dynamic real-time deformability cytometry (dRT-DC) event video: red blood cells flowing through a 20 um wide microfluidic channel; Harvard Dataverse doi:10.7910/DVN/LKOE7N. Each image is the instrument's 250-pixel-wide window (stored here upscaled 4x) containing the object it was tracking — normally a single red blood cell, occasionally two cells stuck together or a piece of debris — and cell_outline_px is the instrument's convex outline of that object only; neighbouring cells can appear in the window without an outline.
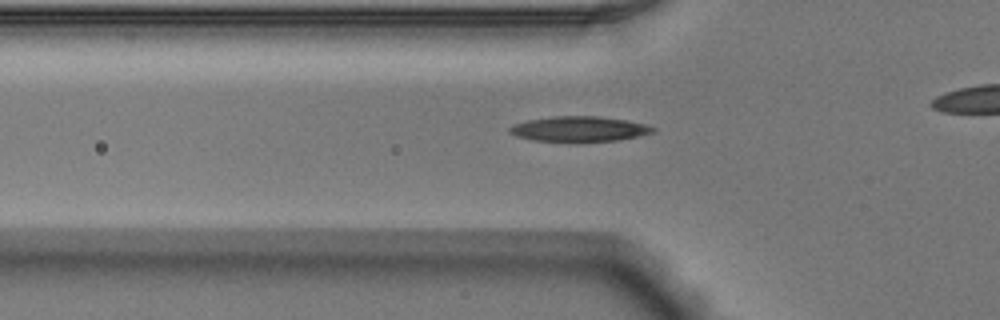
{"species": "Egyptian fruit bat (a non-hibernating species)", "species_latin": "Rousettus aegyptiacus", "temperature_condition": "warm", "stored_images_in_passage": 32, "camera_frame_rate_fps": 3000, "um_per_image_px": 0.085, "animal": {"sex": "male"}, "frame": {"image": 1, "passage_image": 7, "time_ms": 2.0, "image_size_px": [1000, 320], "cell_outline_px": [[656, 128], [652, 132], [636, 136], [616, 140], [532, 140], [516, 136], [508, 132], [508, 128], [512, 124], [528, 120], [552, 116], [596, 116], [624, 120], [644, 124]], "centroid_in_image_um": [49.14, 10.93], "position_along_channel_um": 76.7, "area_um2": 20.35}}
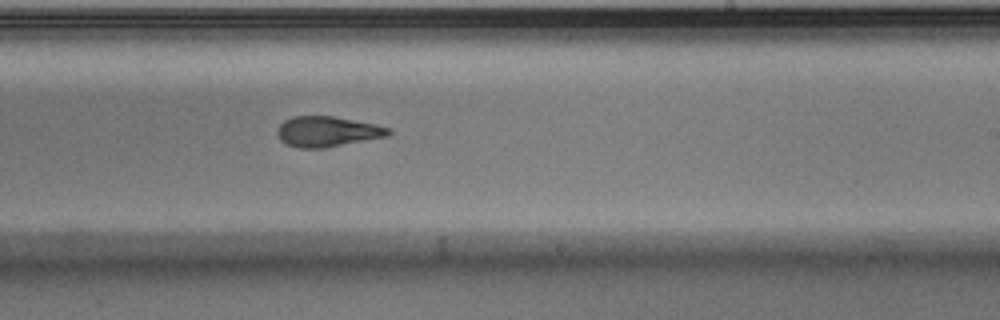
{"frame": {"image": 2, "passage_image": 21, "time_ms": 6.667, "image_size_px": [1000, 320], "cell_outline_px": [[392, 132], [388, 136], [324, 148], [300, 148], [288, 144], [280, 140], [276, 132], [276, 128], [284, 120], [292, 116], [332, 116], [376, 124], [392, 128]], "centroid_in_image_um": [27.82, 11.17], "position_along_channel_um": 261.2, "area_um2": 19.77}}
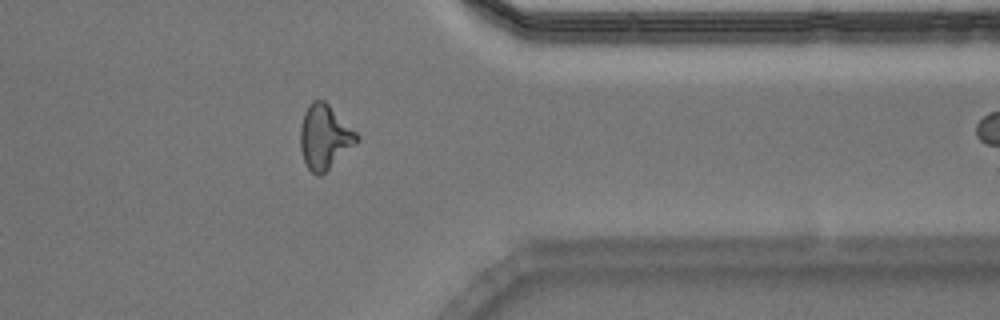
{"frame": {"image": 3, "passage_image": 31, "time_ms": 10.0, "image_size_px": [1000, 320], "cell_outline_px": [[360, 140], [356, 144], [320, 176], [316, 176], [308, 168], [304, 160], [300, 148], [300, 128], [304, 112], [308, 104], [312, 100], [324, 100], [360, 136]], "centroid_in_image_um": [27.58, 11.64], "position_along_channel_um": 383.8, "area_um2": 21.04}}